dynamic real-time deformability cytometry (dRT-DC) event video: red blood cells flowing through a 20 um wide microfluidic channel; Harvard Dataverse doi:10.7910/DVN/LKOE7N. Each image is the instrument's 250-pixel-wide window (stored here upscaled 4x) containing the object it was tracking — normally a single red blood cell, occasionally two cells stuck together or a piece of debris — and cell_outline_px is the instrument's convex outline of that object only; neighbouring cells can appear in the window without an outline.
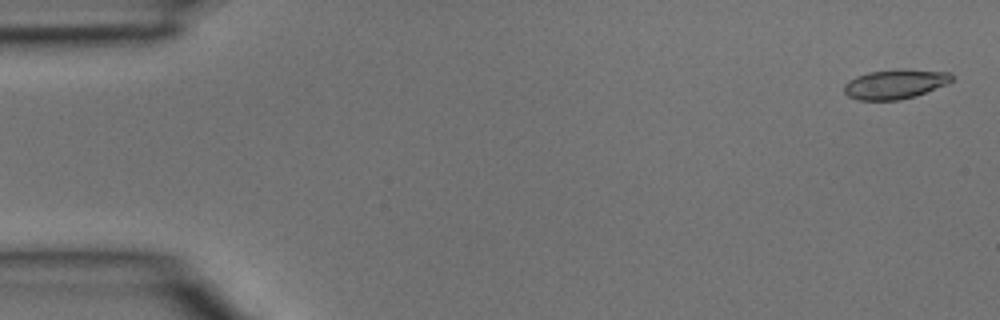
{"species": "common noctule bat (a hibernating species)", "species_latin": "Nyctalus noctula", "temperature_condition": "room temperature", "stored_images_in_passage": 5, "segment_of_instrument_passage": [1, 2], "camera_frame_rate_fps": 3000, "um_per_image_px": 0.085, "animal": {"sex": "male", "body_mass_g": 15.6}, "frame": {"image": 1, "passage_image": 1, "time_ms": 0.0, "image_size_px": [1000, 320], "cell_outline_px": [[952, 80], [948, 84], [912, 96], [896, 100], [860, 100], [848, 96], [844, 92], [844, 84], [848, 80], [856, 76], [868, 72], [900, 68], [904, 68], [948, 72], [952, 76]], "centroid_in_image_um": [76.05, 7.12], "position_along_channel_um": 8.9, "area_um2": 18.5}}